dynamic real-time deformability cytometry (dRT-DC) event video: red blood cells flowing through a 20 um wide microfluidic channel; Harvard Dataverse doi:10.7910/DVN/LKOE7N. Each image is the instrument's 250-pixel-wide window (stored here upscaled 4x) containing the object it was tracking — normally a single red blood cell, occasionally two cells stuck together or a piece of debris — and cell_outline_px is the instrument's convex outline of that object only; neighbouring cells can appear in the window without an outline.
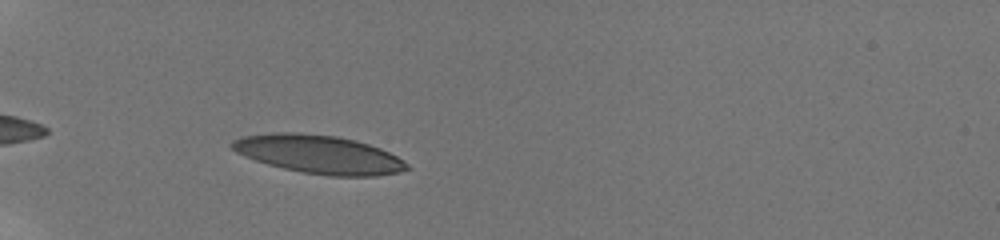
{"species": "human", "species_latin": "Homo sapiens", "temperature_condition": "room temperature", "stored_images_in_passage": 5, "camera_frame_rate_fps": 3000, "um_per_image_px": 0.085, "donor": {"sex": "male"}, "frame": {"image": 1, "passage_image": 2, "time_ms": 0.667, "image_size_px": [1000, 240], "cell_outline_px": [[412, 168], [400, 172], [376, 176], [328, 176], [300, 172], [268, 164], [244, 156], [236, 152], [228, 144], [232, 140], [240, 136], [272, 132], [296, 132], [336, 136], [356, 140], [380, 148], [404, 160]], "centroid_in_image_um": [27.09, 13.11], "position_along_channel_um": 57.9, "area_um2": 39.42}}
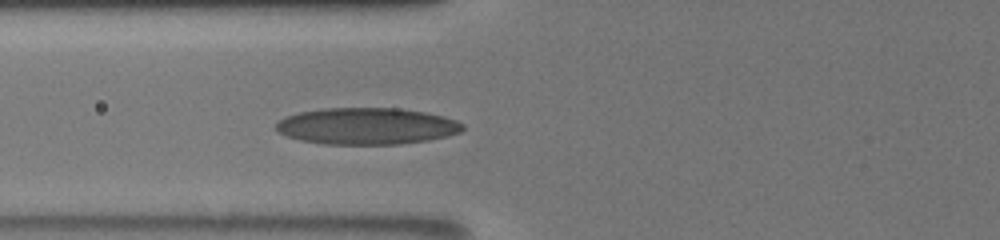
{"frame": {"image": 2, "passage_image": 5, "time_ms": 2.333, "image_size_px": [1000, 240], "cell_outline_px": [[464, 128], [460, 132], [448, 136], [428, 140], [400, 144], [324, 144], [300, 140], [288, 136], [280, 132], [276, 128], [276, 124], [284, 116], [300, 112], [324, 108], [396, 108], [424, 112], [444, 116], [456, 120], [464, 124]], "centroid_in_image_um": [31.19, 10.72], "position_along_channel_um": 94.6, "area_um2": 39.82}}